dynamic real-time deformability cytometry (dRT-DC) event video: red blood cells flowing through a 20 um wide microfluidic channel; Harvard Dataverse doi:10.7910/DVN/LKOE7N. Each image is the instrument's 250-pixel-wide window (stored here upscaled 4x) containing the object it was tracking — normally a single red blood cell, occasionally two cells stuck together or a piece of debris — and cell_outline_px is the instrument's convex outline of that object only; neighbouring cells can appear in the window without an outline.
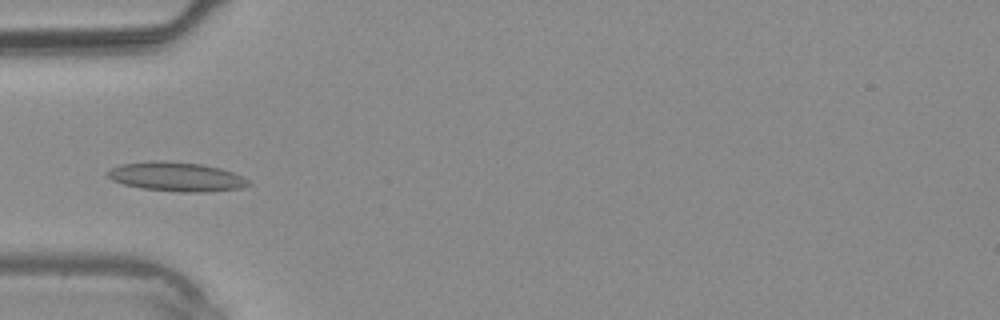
{"species": "common noctule bat (a hibernating species)", "species_latin": "Nyctalus noctula", "temperature_condition": "warm", "stored_images_in_passage": 29, "camera_frame_rate_fps": 3000, "um_per_image_px": 0.085, "animal": {"sex": "male", "body_mass_g": 20.4}, "frame": {"image": 1, "passage_image": 4, "time_ms": 1.0, "image_size_px": [1000, 320], "cell_outline_px": [[252, 184], [240, 188], [208, 192], [180, 192], [144, 188], [124, 184], [112, 180], [104, 172], [120, 164], [156, 160], [200, 164], [220, 168], [232, 172], [248, 180]], "centroid_in_image_um": [14.98, 15.02], "position_along_channel_um": 70.0, "area_um2": 23.76}}
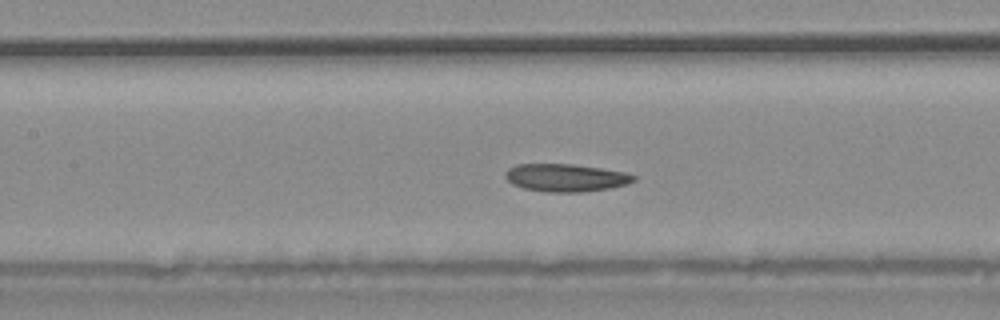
{"frame": {"image": 2, "passage_image": 9, "time_ms": 2.667, "image_size_px": [1000, 320], "cell_outline_px": [[636, 180], [624, 184], [608, 188], [584, 192], [544, 192], [524, 188], [512, 184], [504, 176], [504, 172], [508, 168], [516, 164], [572, 164], [600, 168], [624, 172], [636, 176]], "centroid_in_image_um": [48.03, 15.1], "position_along_channel_um": 159.4, "area_um2": 20.69}}
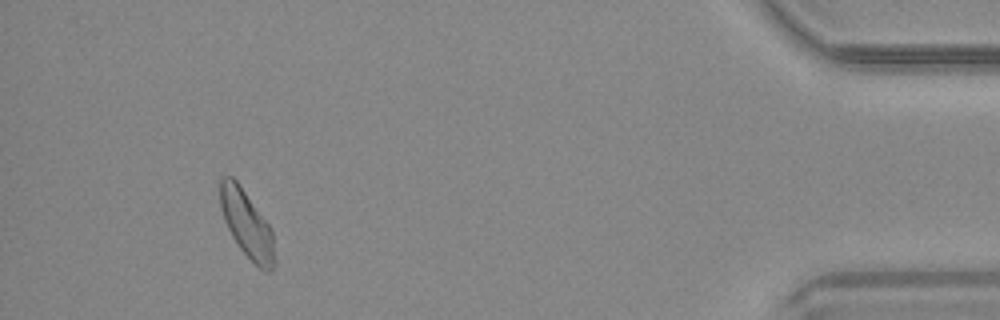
{"frame": {"image": 3, "passage_image": 27, "time_ms": 8.667, "image_size_px": [1000, 320], "cell_outline_px": [[276, 264], [268, 272], [264, 272], [240, 248], [232, 236], [224, 220], [220, 204], [220, 176], [232, 176], [236, 180], [272, 228], [276, 260]], "centroid_in_image_um": [21.0, 19.06], "position_along_channel_um": 414.2, "area_um2": 21.21}}